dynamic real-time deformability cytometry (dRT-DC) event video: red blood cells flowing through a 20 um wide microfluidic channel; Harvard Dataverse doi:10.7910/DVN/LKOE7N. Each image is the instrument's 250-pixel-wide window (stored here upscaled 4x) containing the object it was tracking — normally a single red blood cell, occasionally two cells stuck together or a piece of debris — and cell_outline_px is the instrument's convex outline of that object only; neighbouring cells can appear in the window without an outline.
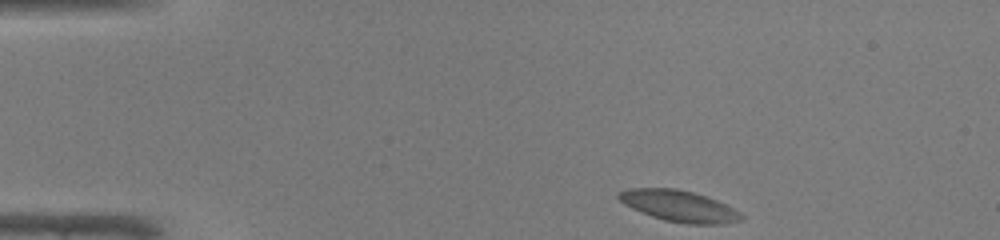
{"species": "common noctule bat (a hibernating species)", "species_latin": "Nyctalus noctula", "temperature_condition": "warm", "stored_images_in_passage": 43, "camera_frame_rate_fps": 3000, "um_per_image_px": 0.085, "animal": {"sex": "male", "body_mass_g": 19.0, "forearm_length_mm": 50.8}, "frame": {"image": 1, "passage_image": 1, "time_ms": 0.0, "image_size_px": [1000, 240], "cell_outline_px": [[744, 220], [724, 224], [688, 224], [664, 220], [652, 216], [632, 208], [624, 204], [616, 196], [616, 192], [628, 188], [676, 188], [708, 196], [740, 212], [744, 216]], "centroid_in_image_um": [57.72, 17.51], "position_along_channel_um": 27.3, "area_um2": 22.43}}
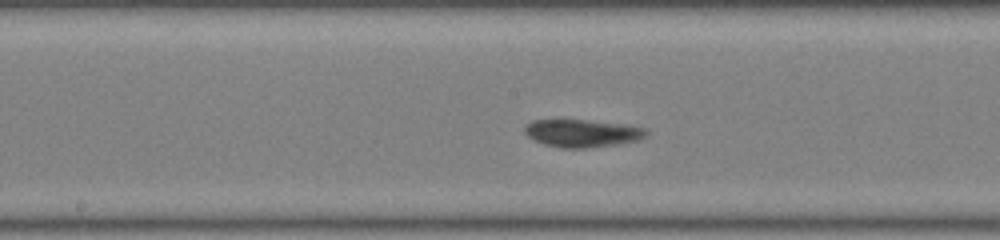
{"frame": {"image": 2, "passage_image": 19, "time_ms": 6.0, "image_size_px": [1000, 240], "cell_outline_px": [[648, 136], [640, 140], [616, 144], [584, 148], [560, 148], [544, 144], [532, 140], [524, 132], [524, 128], [532, 120], [584, 120], [620, 124], [648, 128]], "centroid_in_image_um": [49.5, 11.33], "position_along_channel_um": 198.7, "area_um2": 19.59}}
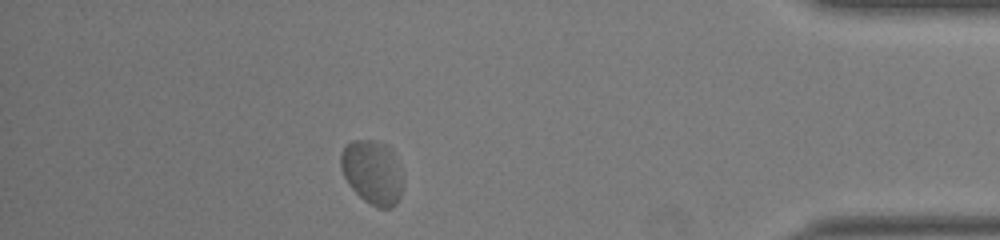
{"frame": {"image": 3, "passage_image": 37, "time_ms": 12.0, "image_size_px": [1000, 240], "cell_outline_px": [[400, 200], [392, 208], [376, 208], [364, 200], [348, 184], [344, 176], [340, 164], [340, 152], [344, 144], [352, 140], [376, 140], [384, 144], [392, 152], [400, 176]], "centroid_in_image_um": [31.58, 14.64], "position_along_channel_um": 403.6, "area_um2": 22.83}}